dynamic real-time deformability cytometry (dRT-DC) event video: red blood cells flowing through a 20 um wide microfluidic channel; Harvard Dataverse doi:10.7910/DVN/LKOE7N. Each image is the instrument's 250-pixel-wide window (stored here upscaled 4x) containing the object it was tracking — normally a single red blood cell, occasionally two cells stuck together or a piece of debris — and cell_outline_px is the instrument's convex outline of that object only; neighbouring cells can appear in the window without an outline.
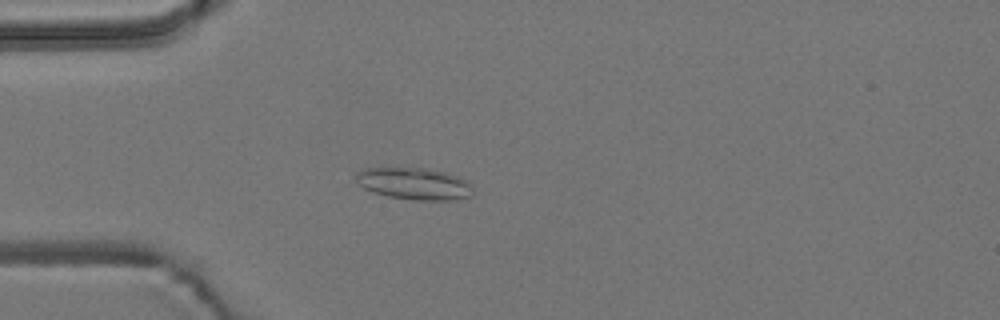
{"species": "common noctule bat (a hibernating species)", "species_latin": "Nyctalus noctula", "temperature_condition": "room temperature", "stored_images_in_passage": 4, "camera_frame_rate_fps": 3000, "um_per_image_px": 0.085, "animal": {"sex": "male", "body_mass_g": 19.2, "forearm_length_mm": 51.8}, "frame": {"image": 1, "passage_image": 4, "time_ms": 1.0, "image_size_px": [1000, 320], "cell_outline_px": [[472, 196], [456, 200], [412, 200], [388, 196], [372, 192], [364, 188], [356, 180], [356, 172], [364, 168], [424, 168], [448, 172], [460, 176], [468, 180], [472, 184]], "centroid_in_image_um": [35.27, 15.61], "position_along_channel_um": 49.7, "area_um2": 22.08}}